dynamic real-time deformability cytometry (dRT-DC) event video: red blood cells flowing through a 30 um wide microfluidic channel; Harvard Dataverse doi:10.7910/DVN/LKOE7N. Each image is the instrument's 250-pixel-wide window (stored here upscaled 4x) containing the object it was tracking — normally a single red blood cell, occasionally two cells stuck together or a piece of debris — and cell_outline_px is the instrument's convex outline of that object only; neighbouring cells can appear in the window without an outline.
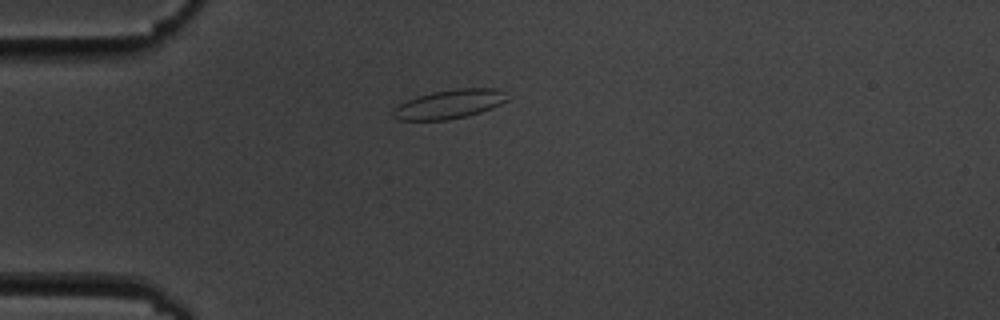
{"species": "common noctule bat (a hibernating species)", "species_latin": "Nyctalus noctula", "temperature_condition": "cold", "stored_images_in_passage": 7, "camera_frame_rate_fps": 3000, "um_per_image_px": 0.085, "animal": {"sex": "male", "body_mass_g": 19.5, "forearm_length_mm": 54.6}, "frame": {"image": 1, "passage_image": 1, "time_ms": 0.0, "image_size_px": [1000, 320], "cell_outline_px": [[508, 100], [492, 108], [468, 116], [448, 120], [396, 120], [392, 116], [392, 108], [408, 100], [432, 92], [456, 88], [496, 88], [504, 92]], "centroid_in_image_um": [38.18, 8.86], "position_along_channel_um": 46.8, "area_um2": 19.31}}
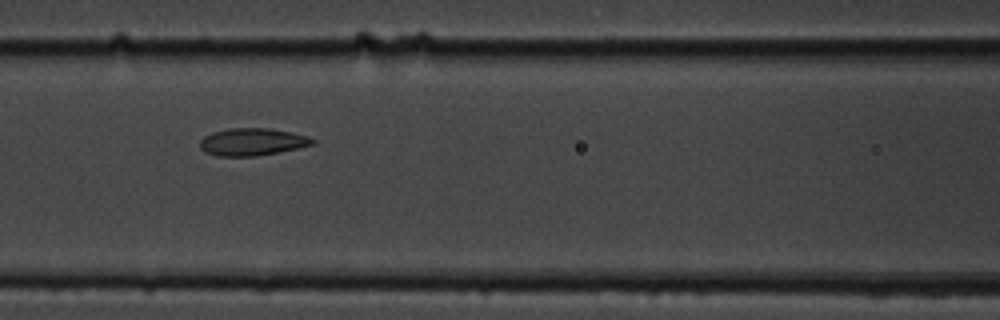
{"frame": {"image": 2, "passage_image": 4, "time_ms": 3.333, "image_size_px": [1000, 320], "cell_outline_px": [[316, 144], [256, 156], [216, 156], [204, 152], [200, 148], [200, 140], [204, 136], [212, 132], [228, 128], [268, 128], [292, 132], [308, 136], [316, 140]], "centroid_in_image_um": [21.42, 12.05], "position_along_channel_um": 145.2, "area_um2": 18.03}}
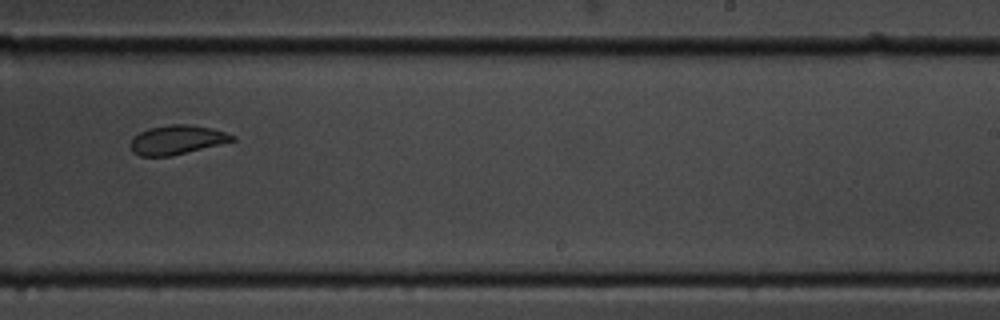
{"frame": {"image": 3, "passage_image": 7, "time_ms": 7.0, "image_size_px": [1000, 320], "cell_outline_px": [[236, 140], [172, 156], [140, 156], [132, 152], [132, 136], [148, 128], [168, 124], [188, 124], [212, 128], [236, 136]], "centroid_in_image_um": [15.04, 11.88], "position_along_channel_um": 274.0, "area_um2": 17.28}}